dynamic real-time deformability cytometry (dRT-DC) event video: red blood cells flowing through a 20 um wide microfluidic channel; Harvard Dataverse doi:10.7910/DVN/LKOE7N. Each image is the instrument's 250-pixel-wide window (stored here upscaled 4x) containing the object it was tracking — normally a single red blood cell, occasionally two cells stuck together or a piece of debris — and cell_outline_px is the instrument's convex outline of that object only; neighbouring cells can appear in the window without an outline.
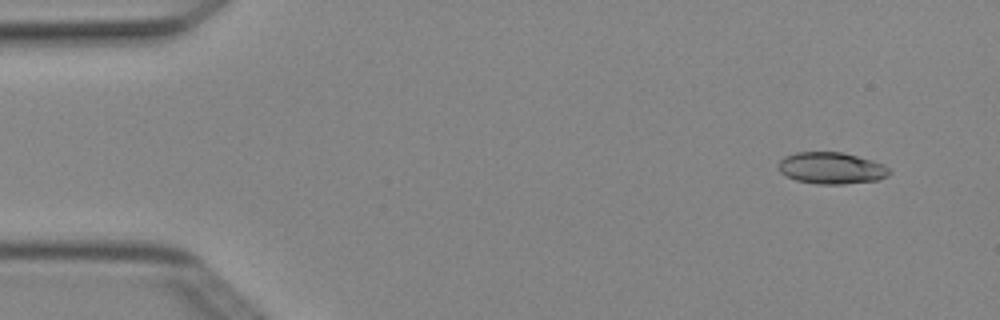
{"species": "Egyptian fruit bat (a non-hibernating species)", "species_latin": "Rousettus aegyptiacus", "temperature_condition": "cold", "stored_images_in_passage": 4, "camera_frame_rate_fps": 3000, "um_per_image_px": 0.085, "animal": {"sex": "female"}, "frame": {"image": 1, "passage_image": 1, "time_ms": 0.0, "image_size_px": [1000, 320], "cell_outline_px": [[892, 172], [888, 176], [880, 180], [844, 184], [816, 184], [796, 180], [780, 172], [780, 160], [784, 156], [796, 152], [844, 152], [872, 160], [884, 164], [892, 168]], "centroid_in_image_um": [70.75, 14.29], "position_along_channel_um": 14.3, "area_um2": 20.69}}
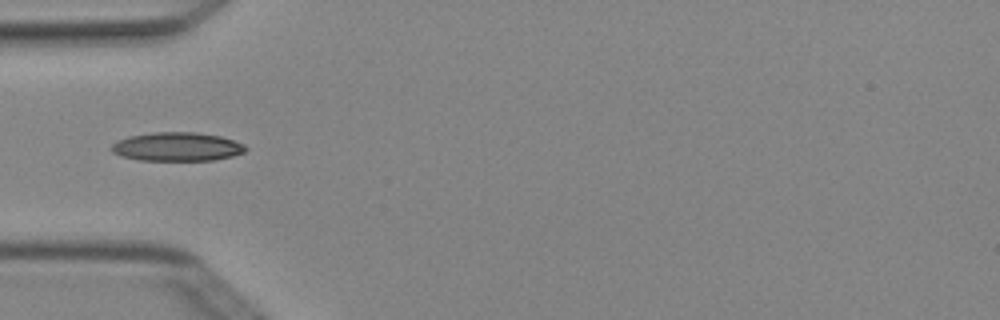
{"frame": {"image": 2, "passage_image": 4, "time_ms": 1.0, "image_size_px": [1000, 320], "cell_outline_px": [[248, 148], [244, 152], [232, 156], [212, 160], [140, 160], [120, 156], [112, 152], [112, 144], [116, 140], [128, 136], [152, 132], [196, 132], [220, 136], [244, 144]], "centroid_in_image_um": [15.02, 12.46], "position_along_channel_um": 70.0, "area_um2": 22.48}}